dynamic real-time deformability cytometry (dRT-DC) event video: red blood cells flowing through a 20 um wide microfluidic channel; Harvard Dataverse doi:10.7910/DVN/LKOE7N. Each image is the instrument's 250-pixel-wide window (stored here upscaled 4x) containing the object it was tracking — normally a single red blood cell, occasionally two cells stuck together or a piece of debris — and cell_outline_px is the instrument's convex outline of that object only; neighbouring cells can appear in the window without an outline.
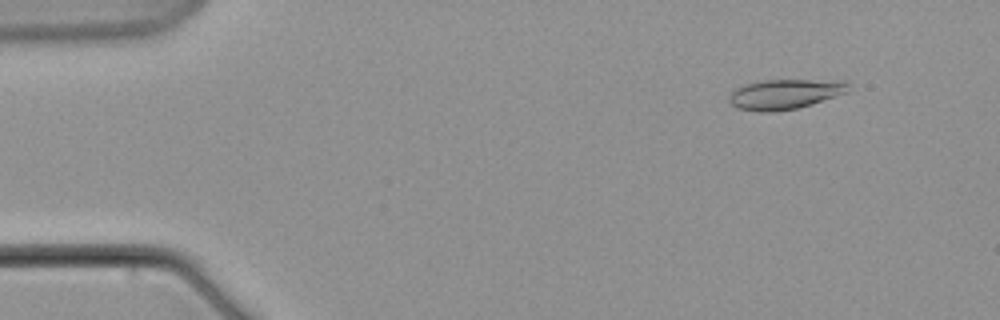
{"species": "common noctule bat (a hibernating species)", "species_latin": "Nyctalus noctula", "temperature_condition": "warm", "stored_images_in_passage": 6, "camera_frame_rate_fps": 3000, "um_per_image_px": 0.085, "animal": {"sex": "male", "body_mass_g": 21.5, "forearm_length_mm": 52.0}, "frame": {"image": 1, "passage_image": 3, "time_ms": 2.333, "image_size_px": [1000, 320], "cell_outline_px": [[848, 92], [796, 108], [772, 112], [760, 112], [740, 108], [732, 104], [728, 100], [728, 96], [732, 88], [744, 84], [764, 80], [808, 80], [848, 84]], "centroid_in_image_um": [66.55, 8.01], "position_along_channel_um": 18.4, "area_um2": 20.23}}
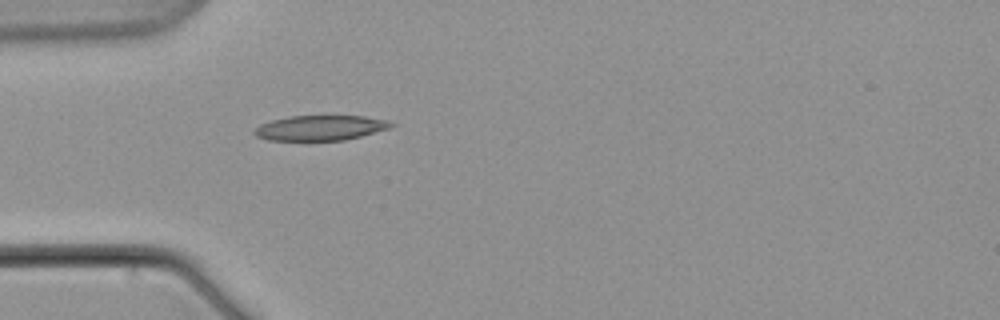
{"frame": {"image": 2, "passage_image": 6, "time_ms": 7.0, "image_size_px": [1000, 320], "cell_outline_px": [[396, 124], [388, 128], [360, 136], [344, 140], [268, 140], [256, 136], [252, 132], [260, 124], [272, 120], [288, 116], [364, 116], [388, 120]], "centroid_in_image_um": [27.21, 10.86], "position_along_channel_um": 57.8, "area_um2": 19.83}}